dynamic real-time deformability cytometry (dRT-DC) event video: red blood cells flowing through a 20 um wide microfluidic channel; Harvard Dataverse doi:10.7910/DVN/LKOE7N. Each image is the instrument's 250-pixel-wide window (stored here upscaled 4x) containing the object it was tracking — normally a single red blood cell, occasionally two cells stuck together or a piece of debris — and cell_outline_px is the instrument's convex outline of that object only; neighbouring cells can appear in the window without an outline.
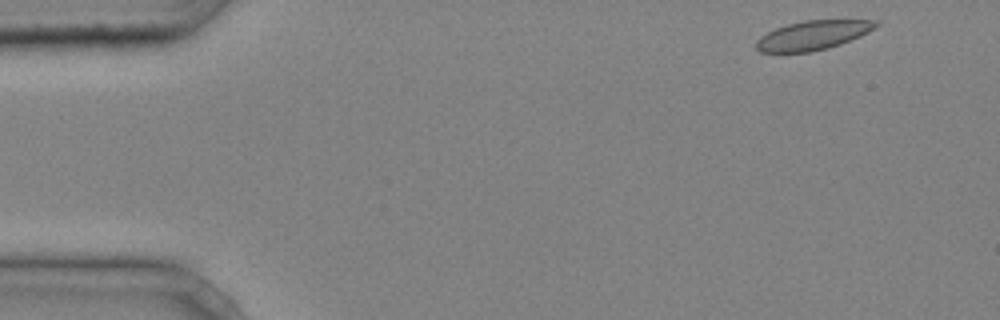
{"species": "common noctule bat (a hibernating species)", "species_latin": "Nyctalus noctula", "temperature_condition": "cold", "stored_images_in_passage": 37, "camera_frame_rate_fps": 3000, "um_per_image_px": 0.085, "animal": {"sex": "male", "body_mass_g": 20.4}, "frame": {"image": 1, "passage_image": 1, "time_ms": 0.0, "image_size_px": [1000, 320], "cell_outline_px": [[880, 24], [868, 32], [860, 36], [840, 44], [828, 48], [812, 52], [760, 52], [756, 48], [756, 40], [760, 36], [776, 28], [788, 24], [804, 20], [880, 20]], "centroid_in_image_um": [69.1, 2.99], "position_along_channel_um": 15.9, "area_um2": 20.35}}
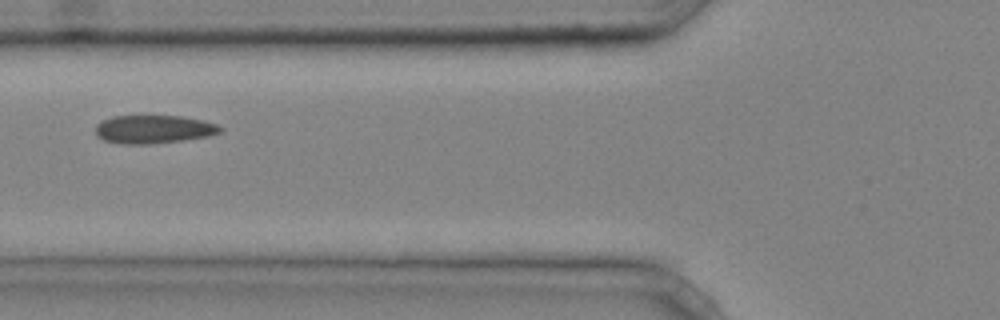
{"frame": {"image": 2, "passage_image": 15, "time_ms": 4.667, "image_size_px": [1000, 320], "cell_outline_px": [[224, 128], [220, 132], [208, 136], [184, 140], [148, 144], [120, 144], [104, 140], [96, 136], [96, 124], [112, 116], [180, 116], [204, 120], [220, 124]], "centroid_in_image_um": [13.09, 10.99], "position_along_channel_um": 112.7, "area_um2": 20.69}}
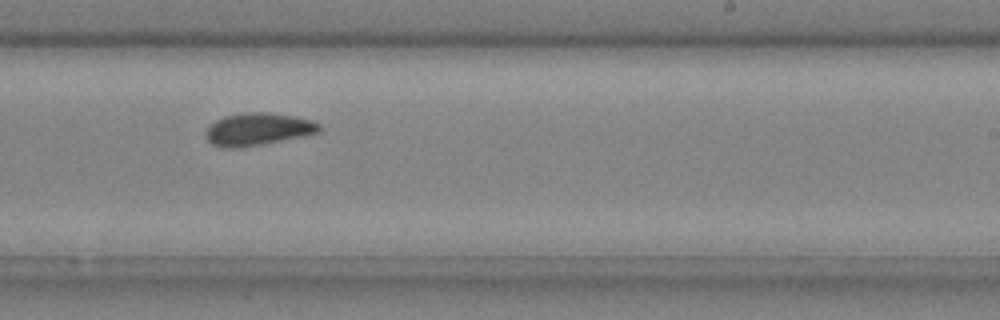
{"frame": {"image": 3, "passage_image": 26, "time_ms": 8.333, "image_size_px": [1000, 320], "cell_outline_px": [[320, 132], [240, 148], [228, 148], [212, 144], [204, 136], [204, 132], [216, 120], [224, 116], [244, 112], [264, 112], [292, 116], [308, 120], [320, 124]], "centroid_in_image_um": [21.86, 10.98], "position_along_channel_um": 267.1, "area_um2": 21.04}, "authors_computed_cell_mechanics": {"area_um2": 21.0392, "velocity_mm_per_s": 4.2199, "shape_relaxation_time_tau1_ms": null, "shape_relaxation_time_tau2_ms": 4.0051, "deformation_change_tau1": null, "deformation_change_tau2": 0.0654}}